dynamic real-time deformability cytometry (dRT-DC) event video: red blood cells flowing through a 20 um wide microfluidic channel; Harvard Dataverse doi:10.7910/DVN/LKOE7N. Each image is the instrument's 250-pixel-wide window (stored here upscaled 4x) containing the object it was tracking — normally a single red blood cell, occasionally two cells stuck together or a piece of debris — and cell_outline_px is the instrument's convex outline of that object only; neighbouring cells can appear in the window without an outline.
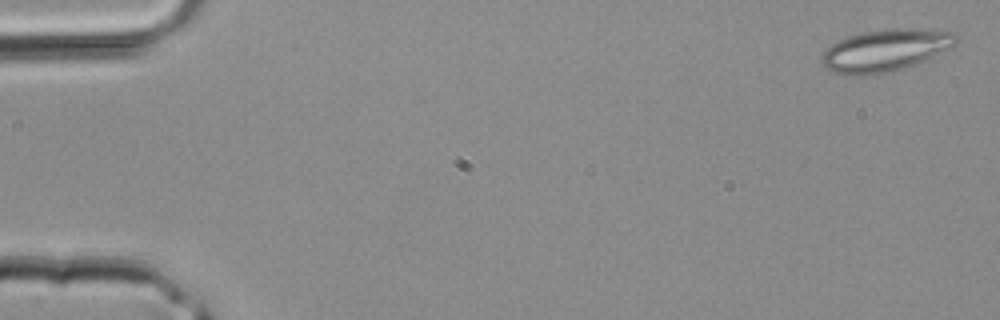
{"species": "common noctule bat (a hibernating species)", "species_latin": "Nyctalus noctula", "temperature_condition": "room temperature", "stored_images_in_passage": 40, "camera_frame_rate_fps": 3000, "um_per_image_px": 0.085, "animal": {"sex": "male", "body_mass_g": 20.4}, "frame": {"image": 1, "passage_image": 1, "time_ms": 0.0, "image_size_px": [1000, 320], "cell_outline_px": [[960, 40], [952, 48], [916, 64], [892, 72], [860, 76], [844, 76], [832, 72], [820, 60], [820, 56], [836, 40], [848, 36], [864, 32], [888, 28], [916, 28], [956, 32]], "centroid_in_image_um": [75.29, 4.28], "position_along_channel_um": 9.7, "area_um2": 33.58}}
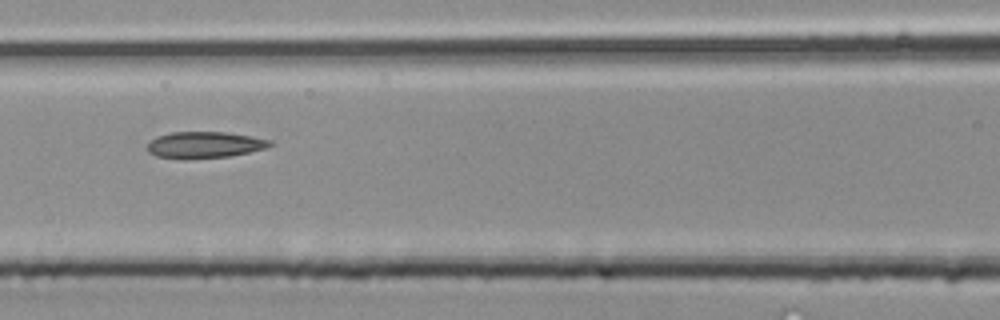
{"frame": {"image": 2, "passage_image": 18, "time_ms": 5.667, "image_size_px": [1000, 320], "cell_outline_px": [[272, 144], [268, 148], [228, 156], [184, 160], [156, 156], [148, 152], [148, 144], [156, 136], [168, 132], [224, 132], [272, 140]], "centroid_in_image_um": [17.35, 12.32], "position_along_channel_um": 149.3, "area_um2": 18.96}}
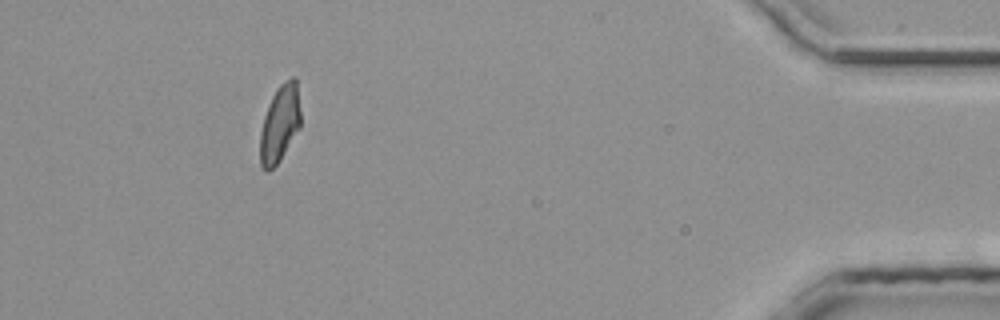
{"frame": {"image": 3, "passage_image": 37, "time_ms": 12.0, "image_size_px": [1000, 320], "cell_outline_px": [[300, 128], [280, 160], [268, 172], [260, 164], [260, 132], [264, 116], [268, 104], [276, 88], [280, 84], [292, 76], [296, 76], [300, 112]], "centroid_in_image_um": [23.78, 10.49], "position_along_channel_um": 411.4, "area_um2": 18.26}}